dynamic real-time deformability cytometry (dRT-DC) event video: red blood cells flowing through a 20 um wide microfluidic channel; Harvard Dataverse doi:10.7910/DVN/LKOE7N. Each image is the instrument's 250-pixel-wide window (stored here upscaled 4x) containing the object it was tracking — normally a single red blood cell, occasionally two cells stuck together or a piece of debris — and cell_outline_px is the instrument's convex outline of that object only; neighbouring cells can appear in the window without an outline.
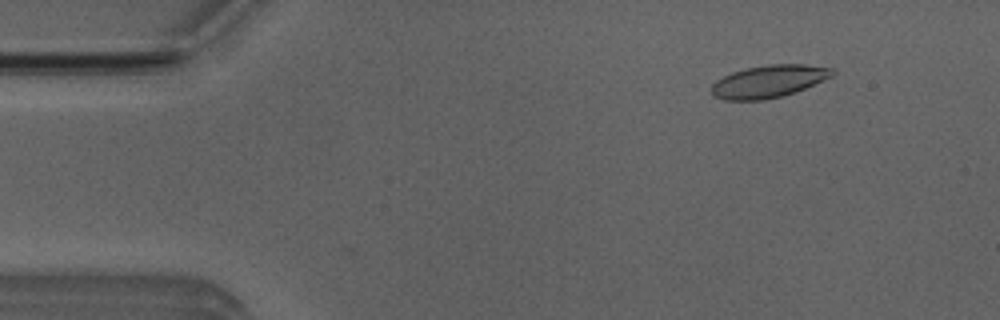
{"species": "Egyptian fruit bat (a non-hibernating species)", "species_latin": "Rousettus aegyptiacus", "temperature_condition": "room temperature", "stored_images_in_passage": 52, "camera_frame_rate_fps": 3000, "um_per_image_px": 0.085, "animal": {"sex": "male"}, "frame": {"image": 1, "passage_image": 6, "time_ms": 1.667, "image_size_px": [1000, 320], "cell_outline_px": [[836, 72], [832, 76], [804, 88], [780, 96], [764, 100], [724, 100], [712, 96], [712, 84], [716, 80], [732, 72], [748, 68], [768, 64], [804, 64], [836, 68]], "centroid_in_image_um": [65.34, 6.91], "position_along_channel_um": 19.7, "area_um2": 22.72}}
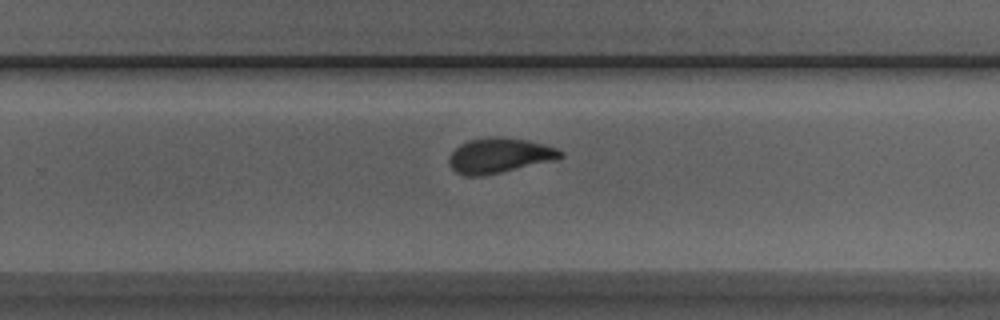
{"frame": {"image": 2, "passage_image": 33, "time_ms": 10.667, "image_size_px": [1000, 320], "cell_outline_px": [[564, 156], [556, 160], [500, 172], [480, 176], [464, 176], [456, 172], [448, 164], [448, 156], [460, 144], [468, 140], [488, 136], [500, 136], [528, 140], [544, 144], [556, 148], [564, 152]], "centroid_in_image_um": [42.44, 13.2], "position_along_channel_um": 287.4, "area_um2": 22.95}}
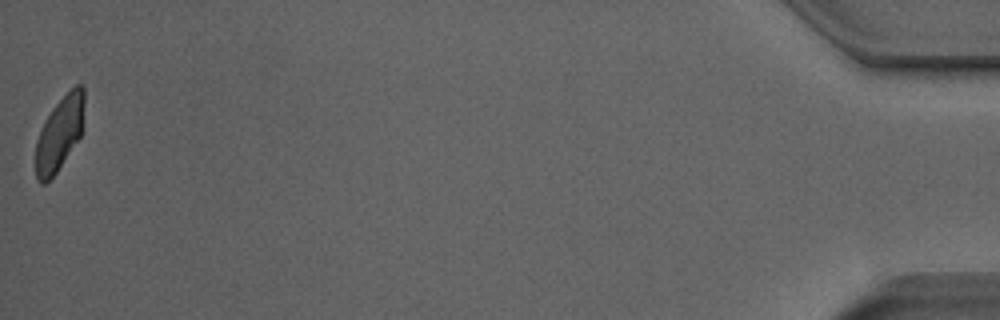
{"frame": {"image": 3, "passage_image": 52, "time_ms": 17.0, "image_size_px": [1000, 320], "cell_outline_px": [[84, 104], [80, 136], [56, 172], [44, 184], [40, 184], [36, 180], [36, 140], [52, 108], [76, 84], [80, 84], [84, 88]], "centroid_in_image_um": [5.05, 11.36], "position_along_channel_um": 430.2, "area_um2": 20.29}, "authors_computed_cell_mechanics": {"area_um2": 22.7154, "velocity_mm_per_s": 3.9005, "shape_relaxation_time_tau1_ms": 8.3194, "shape_relaxation_time_tau2_ms": 1.1391, "deformation_change_tau1": 0.191, "deformation_change_tau2": 0.0655}}